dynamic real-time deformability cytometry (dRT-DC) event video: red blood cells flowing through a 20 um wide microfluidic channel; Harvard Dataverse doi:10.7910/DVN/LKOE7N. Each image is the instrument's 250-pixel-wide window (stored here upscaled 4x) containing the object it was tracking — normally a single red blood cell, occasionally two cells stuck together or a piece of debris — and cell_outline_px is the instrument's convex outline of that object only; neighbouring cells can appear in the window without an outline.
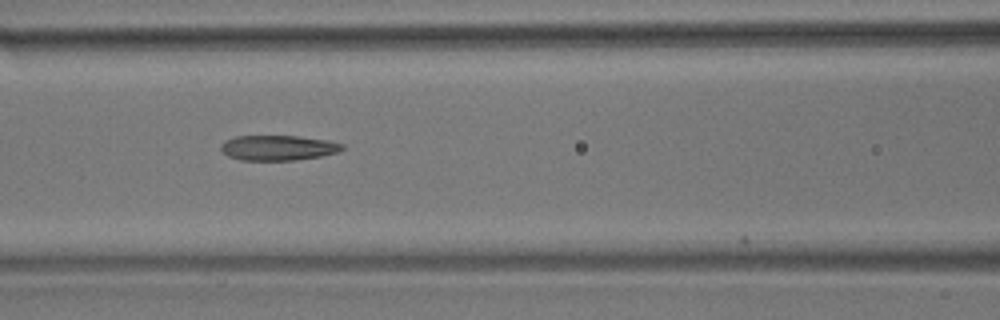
{"species": "common noctule bat (a hibernating species)", "species_latin": "Nyctalus noctula", "temperature_condition": "room temperature", "stored_images_in_passage": 8, "camera_frame_rate_fps": 3000, "um_per_image_px": 0.085, "animal": {"sex": "male", "body_mass_g": 17.9}, "frame": {"image": 1, "passage_image": 7, "time_ms": 2.0, "image_size_px": [1000, 320], "cell_outline_px": [[344, 148], [340, 152], [320, 156], [296, 160], [240, 160], [228, 156], [220, 148], [220, 144], [224, 140], [236, 136], [296, 136], [328, 140], [344, 144]], "centroid_in_image_um": [23.64, 12.56], "position_along_channel_um": 143.0, "area_um2": 17.86}}
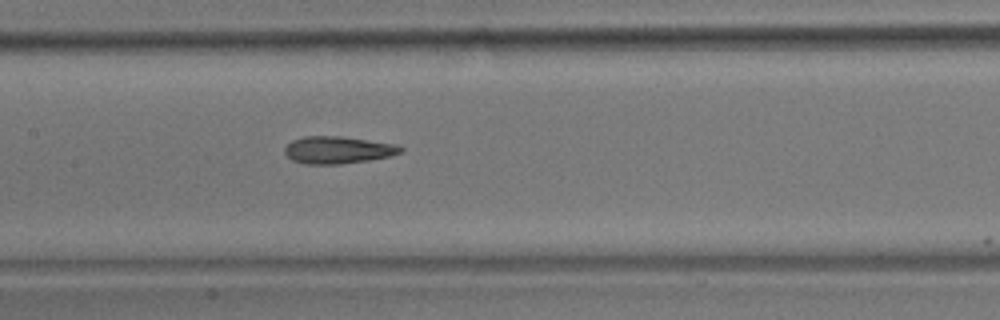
{"frame": {"image": 2, "passage_image": 8, "time_ms": 2.333, "image_size_px": [1000, 320], "cell_outline_px": [[404, 152], [392, 156], [368, 160], [340, 164], [304, 164], [292, 160], [284, 152], [284, 148], [292, 140], [304, 136], [340, 136], [396, 144], [404, 148]], "centroid_in_image_um": [28.74, 12.75], "position_along_channel_um": 178.7, "area_um2": 18.5}}